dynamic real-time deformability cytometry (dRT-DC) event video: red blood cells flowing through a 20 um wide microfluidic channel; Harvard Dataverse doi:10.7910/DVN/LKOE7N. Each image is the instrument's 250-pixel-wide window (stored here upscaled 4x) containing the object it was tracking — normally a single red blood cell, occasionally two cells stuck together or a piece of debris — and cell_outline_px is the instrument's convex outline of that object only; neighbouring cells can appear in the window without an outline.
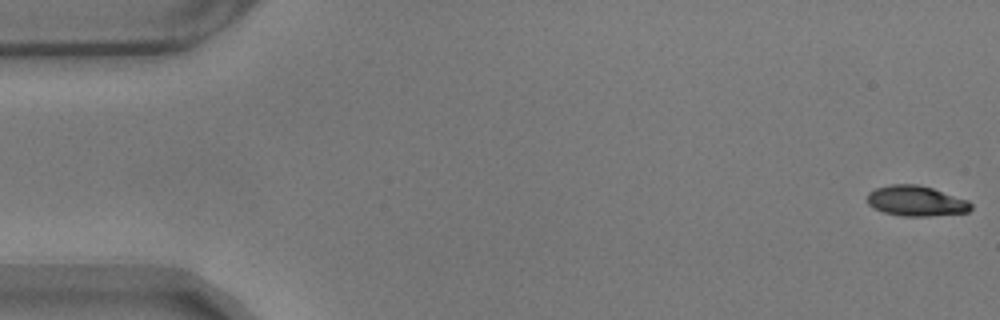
{"species": "common noctule bat (a hibernating species)", "species_latin": "Nyctalus noctula", "temperature_condition": "warm", "stored_images_in_passage": 47, "camera_frame_rate_fps": 3000, "um_per_image_px": 0.085, "animal": {"sex": "male", "body_mass_g": 17.9}, "frame": {"image": 1, "passage_image": 1, "time_ms": 0.0, "image_size_px": [1000, 320], "cell_outline_px": [[972, 208], [968, 212], [928, 216], [900, 216], [884, 212], [872, 208], [868, 204], [868, 192], [876, 188], [892, 184], [916, 184], [932, 188], [968, 200], [972, 204]], "centroid_in_image_um": [77.86, 17.08], "position_along_channel_um": 7.1, "area_um2": 18.32}}
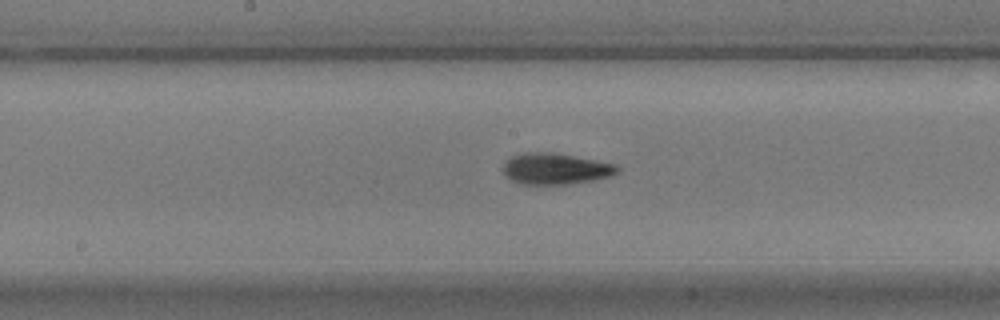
{"frame": {"image": 2, "passage_image": 29, "time_ms": 9.333, "image_size_px": [1000, 320], "cell_outline_px": [[620, 172], [612, 176], [592, 180], [564, 184], [524, 184], [512, 180], [504, 176], [504, 160], [520, 152], [556, 152], [616, 164], [620, 168]], "centroid_in_image_um": [47.22, 14.32], "position_along_channel_um": 201.0, "area_um2": 20.98}}
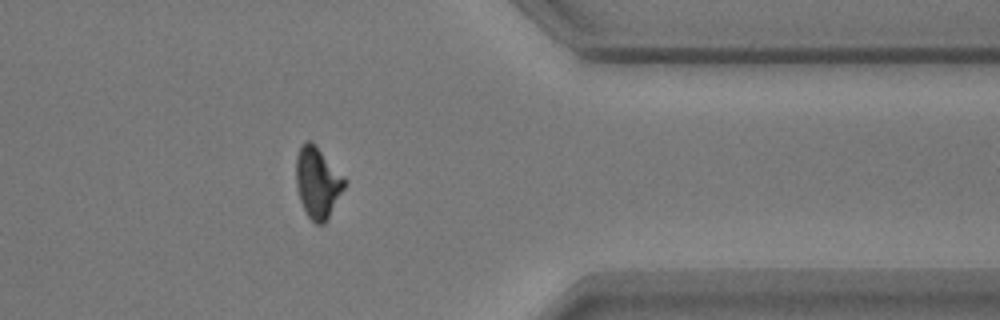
{"frame": {"image": 3, "passage_image": 46, "time_ms": 15.0, "image_size_px": [1000, 320], "cell_outline_px": [[344, 188], [324, 224], [316, 224], [308, 216], [300, 200], [296, 184], [296, 156], [300, 144], [304, 140], [312, 140], [316, 144], [344, 176]], "centroid_in_image_um": [26.97, 15.45], "position_along_channel_um": 384.4, "area_um2": 20.0}}